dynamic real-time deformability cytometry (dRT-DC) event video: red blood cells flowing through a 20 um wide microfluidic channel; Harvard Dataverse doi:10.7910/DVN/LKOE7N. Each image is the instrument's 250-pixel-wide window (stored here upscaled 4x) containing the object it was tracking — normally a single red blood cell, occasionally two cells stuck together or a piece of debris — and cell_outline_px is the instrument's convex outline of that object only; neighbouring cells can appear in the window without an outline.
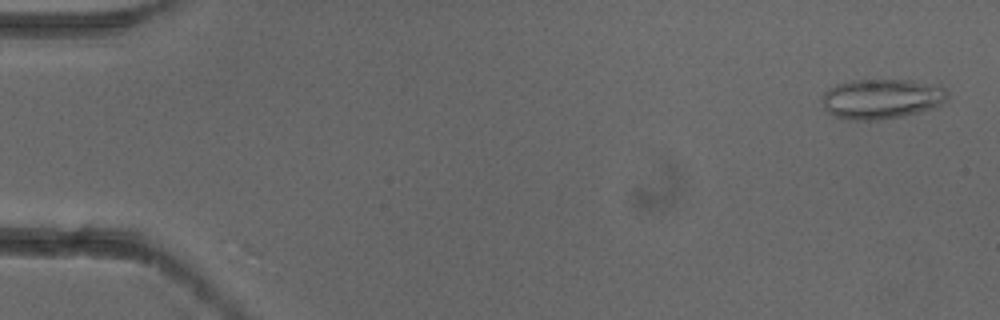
{"species": "common noctule bat (a hibernating species)", "species_latin": "Nyctalus noctula", "temperature_condition": "cold", "stored_images_in_passage": 5, "camera_frame_rate_fps": 3000, "um_per_image_px": 0.085, "animal": {"sex": "female"}, "frame": {"image": 1, "passage_image": 1, "time_ms": 0.0, "image_size_px": [1000, 320], "cell_outline_px": [[948, 96], [940, 104], [932, 108], [904, 116], [876, 120], [848, 120], [832, 116], [824, 108], [820, 100], [824, 92], [828, 88], [836, 84], [852, 80], [912, 80], [944, 88], [948, 92]], "centroid_in_image_um": [74.85, 8.41], "position_along_channel_um": 10.1, "area_um2": 29.3}}